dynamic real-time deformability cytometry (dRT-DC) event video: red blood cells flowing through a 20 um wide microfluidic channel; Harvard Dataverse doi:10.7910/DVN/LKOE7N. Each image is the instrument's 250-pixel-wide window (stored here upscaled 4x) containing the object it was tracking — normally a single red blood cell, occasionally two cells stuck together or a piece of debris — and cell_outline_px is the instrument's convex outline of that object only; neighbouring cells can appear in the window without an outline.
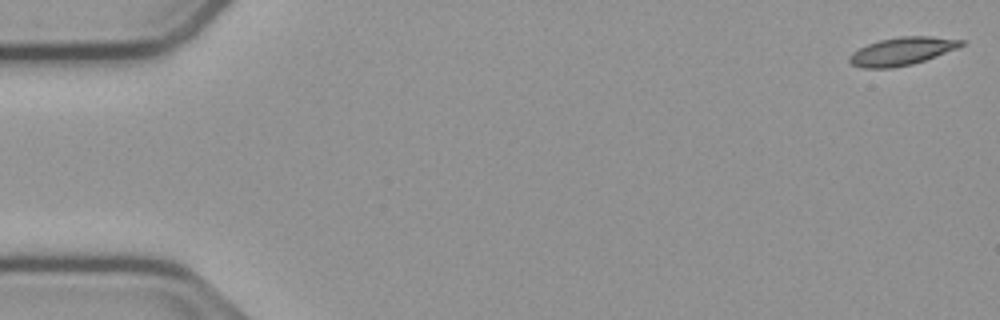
{"species": "common noctule bat (a hibernating species)", "species_latin": "Nyctalus noctula", "temperature_condition": "cold", "stored_images_in_passage": 8, "camera_frame_rate_fps": 3000, "um_per_image_px": 0.085, "animal": {"sex": "male", "body_mass_g": 23.1, "forearm_length_mm": 52.7}, "frame": {"image": 1, "passage_image": 1, "time_ms": 0.0, "image_size_px": [1000, 320], "cell_outline_px": [[964, 44], [956, 48], [924, 60], [912, 64], [892, 68], [864, 68], [852, 64], [848, 60], [848, 56], [852, 52], [868, 44], [880, 40], [900, 36], [928, 36], [964, 40]], "centroid_in_image_um": [76.62, 4.35], "position_along_channel_um": 8.4, "area_um2": 17.92}}